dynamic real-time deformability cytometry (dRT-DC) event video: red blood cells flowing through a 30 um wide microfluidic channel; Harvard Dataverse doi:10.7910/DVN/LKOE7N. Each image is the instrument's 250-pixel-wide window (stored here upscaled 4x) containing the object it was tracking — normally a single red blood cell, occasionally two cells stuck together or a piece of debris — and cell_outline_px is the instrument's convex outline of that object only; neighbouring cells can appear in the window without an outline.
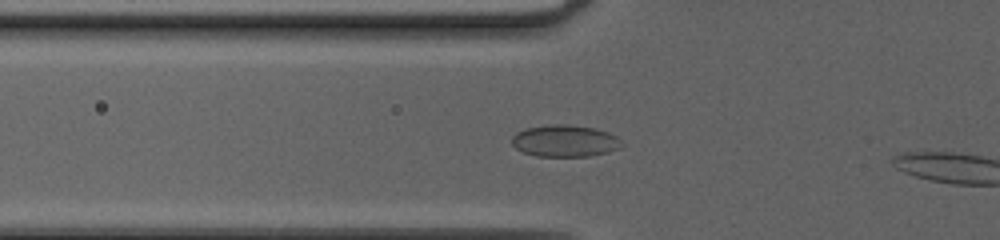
{"species": "common noctule bat (a hibernating species)", "species_latin": "Nyctalus noctula", "temperature_condition": "cold", "stored_images_in_passage": 35, "camera_frame_rate_fps": 3000, "um_per_image_px": 0.085, "animal": {"sex": "female", "body_mass_g": 20.0, "forearm_length_mm": 54.0}, "frame": {"image": 1, "passage_image": 9, "time_ms": 2.667, "image_size_px": [1000, 240], "cell_outline_px": [[620, 148], [608, 152], [588, 156], [536, 156], [524, 152], [516, 148], [512, 144], [512, 136], [516, 132], [524, 128], [552, 124], [568, 124], [596, 128], [608, 132], [616, 136], [620, 140]], "centroid_in_image_um": [47.99, 11.96], "position_along_channel_um": 77.8, "area_um2": 20.4}}
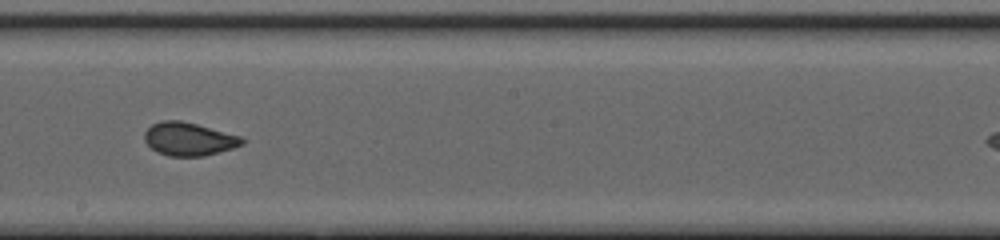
{"frame": {"image": 2, "passage_image": 20, "time_ms": 6.333, "image_size_px": [1000, 240], "cell_outline_px": [[244, 144], [232, 148], [204, 156], [168, 156], [156, 152], [144, 140], [144, 132], [152, 124], [160, 120], [180, 120], [196, 124], [240, 136], [244, 140]], "centroid_in_image_um": [16.01, 11.82], "position_along_channel_um": 232.2, "area_um2": 18.79}}
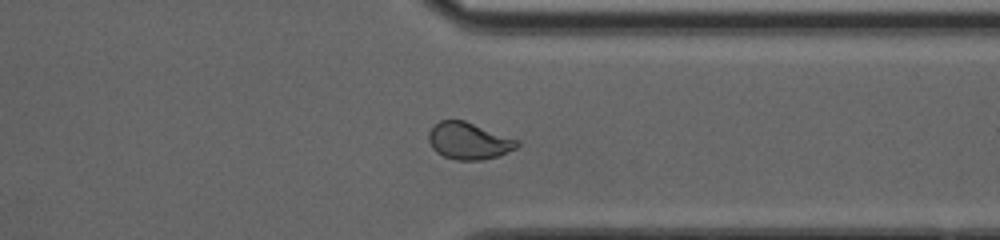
{"frame": {"image": 3, "passage_image": 30, "time_ms": 9.667, "image_size_px": [1000, 240], "cell_outline_px": [[520, 144], [516, 148], [496, 156], [484, 160], [456, 160], [444, 156], [436, 152], [432, 148], [428, 140], [428, 132], [440, 120], [464, 120], [520, 140]], "centroid_in_image_um": [39.84, 11.98], "position_along_channel_um": 371.6, "area_um2": 19.02}}